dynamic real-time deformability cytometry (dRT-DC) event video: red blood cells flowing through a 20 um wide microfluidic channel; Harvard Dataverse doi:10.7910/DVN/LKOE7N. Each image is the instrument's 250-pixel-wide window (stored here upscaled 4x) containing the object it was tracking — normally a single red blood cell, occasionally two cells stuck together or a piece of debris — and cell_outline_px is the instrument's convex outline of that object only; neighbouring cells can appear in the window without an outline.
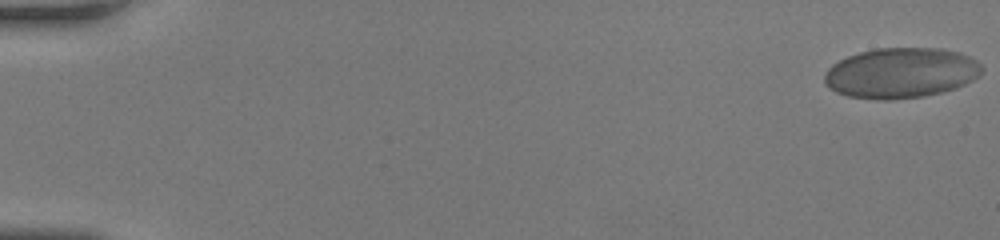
{"species": "human", "species_latin": "Homo sapiens", "temperature_condition": "room temperature", "stored_images_in_passage": 53, "camera_frame_rate_fps": 3000, "um_per_image_px": 0.085, "donor": {"sex": "female"}, "frame": {"image": 1, "passage_image": 1, "time_ms": 0.0, "image_size_px": [1000, 240], "cell_outline_px": [[984, 68], [980, 76], [956, 88], [924, 96], [892, 100], [876, 100], [848, 96], [836, 92], [828, 88], [824, 84], [824, 76], [828, 68], [832, 64], [848, 56], [860, 52], [876, 48], [940, 48], [960, 52], [976, 60]], "centroid_in_image_um": [76.57, 6.2], "position_along_channel_um": 8.4, "area_um2": 46.47}}
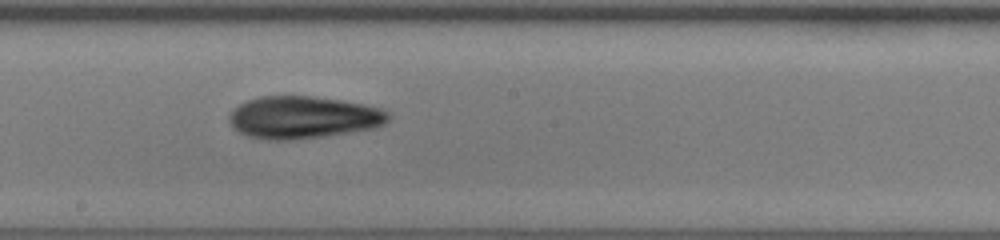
{"frame": {"image": 2, "passage_image": 31, "time_ms": 10.0, "image_size_px": [1000, 240], "cell_outline_px": [[388, 120], [384, 124], [376, 128], [320, 136], [288, 140], [268, 140], [248, 136], [232, 128], [228, 120], [228, 116], [232, 108], [248, 100], [260, 96], [308, 96], [336, 100], [360, 104], [376, 108], [388, 112]], "centroid_in_image_um": [25.68, 9.98], "position_along_channel_um": 222.5, "area_um2": 38.78}}
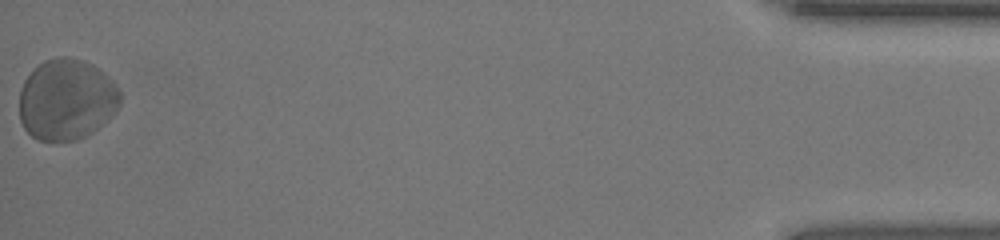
{"frame": {"image": 3, "passage_image": 53, "time_ms": 17.333, "image_size_px": [1000, 240], "cell_outline_px": [[120, 104], [112, 116], [108, 120], [92, 132], [76, 140], [36, 140], [24, 128], [20, 120], [20, 88], [24, 80], [32, 68], [44, 60], [60, 56], [68, 56], [84, 60], [92, 64], [120, 92]], "centroid_in_image_um": [5.61, 8.46], "position_along_channel_um": 429.6, "area_um2": 47.45}, "authors_computed_cell_mechanics": {"area_um2": 41.2114, "velocity_mm_per_s": 4.0426, "shape_relaxation_time_tau1_ms": 1.7691, "shape_relaxation_time_tau2_ms": 6.2029, "deformation_change_tau1": 0.0815, "deformation_change_tau2": 0.1473}}